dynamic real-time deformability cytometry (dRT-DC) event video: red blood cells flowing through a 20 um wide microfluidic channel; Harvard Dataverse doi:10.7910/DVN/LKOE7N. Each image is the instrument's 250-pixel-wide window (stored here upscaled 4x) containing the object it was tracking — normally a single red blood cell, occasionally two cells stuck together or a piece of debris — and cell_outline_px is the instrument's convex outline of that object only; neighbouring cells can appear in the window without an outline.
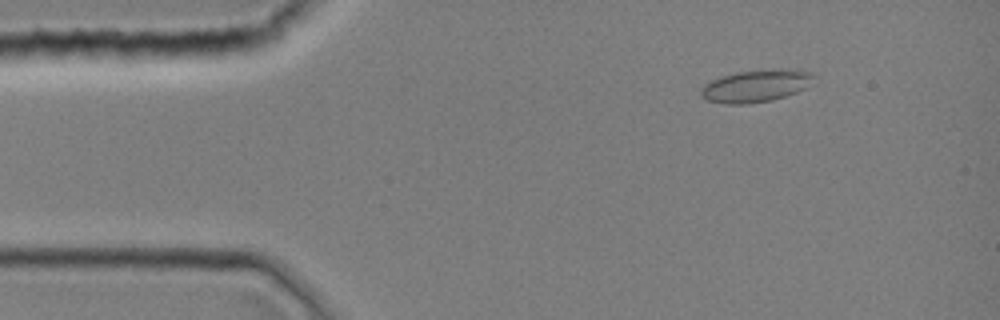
{"species": "common noctule bat (a hibernating species)", "species_latin": "Nyctalus noctula", "temperature_condition": "room temperature", "stored_images_in_passage": 8, "camera_frame_rate_fps": 3000, "um_per_image_px": 0.085, "animal": {"sex": "female", "body_mass_g": 19.0, "forearm_length_mm": 51.5}, "frame": {"image": 1, "passage_image": 5, "time_ms": 1.333, "image_size_px": [1000, 320], "cell_outline_px": [[816, 76], [804, 88], [796, 92], [772, 100], [748, 104], [724, 104], [708, 100], [700, 96], [700, 88], [708, 80], [720, 76], [736, 72], [764, 68], [772, 68], [812, 72]], "centroid_in_image_um": [64.18, 7.29], "position_along_channel_um": 20.8, "area_um2": 21.5}}